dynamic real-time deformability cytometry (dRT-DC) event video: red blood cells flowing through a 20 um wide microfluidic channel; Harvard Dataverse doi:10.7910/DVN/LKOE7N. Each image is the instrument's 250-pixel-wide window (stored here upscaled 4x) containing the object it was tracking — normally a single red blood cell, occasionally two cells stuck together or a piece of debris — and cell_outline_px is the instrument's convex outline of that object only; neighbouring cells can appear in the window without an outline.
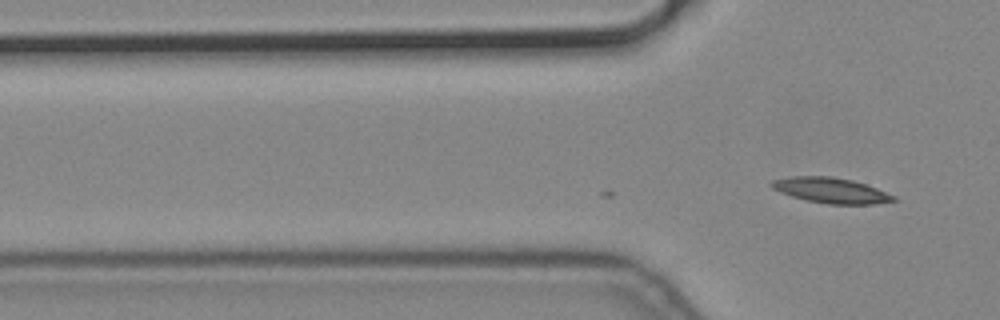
{"species": "common noctule bat (a hibernating species)", "species_latin": "Nyctalus noctula", "temperature_condition": "cold", "stored_images_in_passage": 2, "camera_frame_rate_fps": 3000, "um_per_image_px": 0.085, "animal": {"sex": "male", "body_mass_g": 19.2, "forearm_length_mm": 51.8}, "frame": {"image": 1, "passage_image": 2, "time_ms": 0.333, "image_size_px": [1000, 320], "cell_outline_px": [[896, 200], [872, 204], [828, 204], [808, 200], [792, 196], [780, 192], [772, 188], [768, 184], [772, 180], [792, 176], [832, 176], [852, 180], [876, 188], [896, 196]], "centroid_in_image_um": [70.6, 16.17], "position_along_channel_um": 55.2, "area_um2": 17.92}}